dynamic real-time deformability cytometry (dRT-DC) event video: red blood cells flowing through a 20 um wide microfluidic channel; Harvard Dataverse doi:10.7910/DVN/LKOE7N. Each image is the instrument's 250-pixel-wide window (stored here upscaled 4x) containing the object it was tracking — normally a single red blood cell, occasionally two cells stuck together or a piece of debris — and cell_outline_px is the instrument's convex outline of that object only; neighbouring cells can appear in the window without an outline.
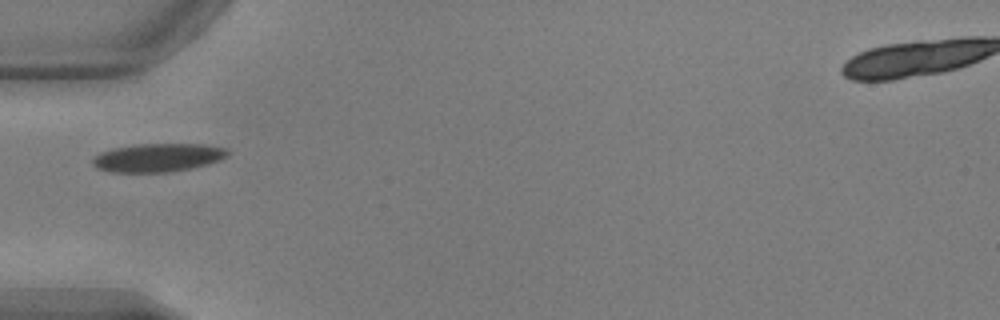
{"species": "common noctule bat (a hibernating species)", "species_latin": "Nyctalus noctula", "temperature_condition": "warm", "stored_images_in_passage": 36, "camera_frame_rate_fps": 3000, "um_per_image_px": 0.085, "animal": {"sex": "male", "body_mass_g": 17.9, "forearm_length_mm": 54.2}, "frame": {"image": 1, "passage_image": 1, "time_ms": 0.0, "image_size_px": [1000, 320], "cell_outline_px": [[228, 156], [220, 160], [208, 164], [192, 168], [168, 172], [108, 172], [96, 168], [92, 164], [92, 156], [100, 152], [112, 148], [136, 144], [204, 144], [224, 148], [228, 152]], "centroid_in_image_um": [13.36, 13.4], "position_along_channel_um": 71.6, "area_um2": 22.54}}
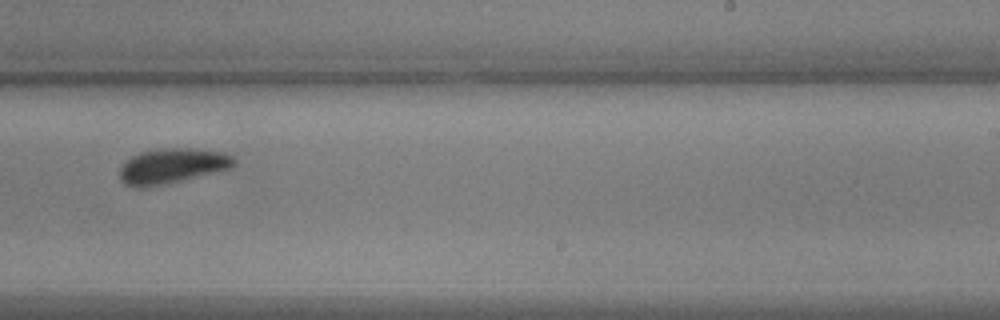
{"frame": {"image": 2, "passage_image": 17, "time_ms": 5.333, "image_size_px": [1000, 320], "cell_outline_px": [[236, 164], [232, 168], [180, 180], [156, 184], [124, 184], [120, 180], [120, 168], [132, 156], [140, 152], [168, 148], [188, 148], [224, 152], [232, 156], [236, 160]], "centroid_in_image_um": [14.71, 14.05], "position_along_channel_um": 274.3, "area_um2": 22.37}}
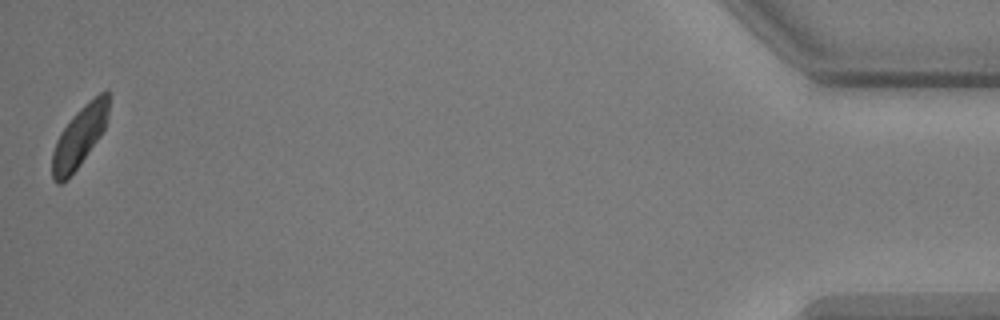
{"frame": {"image": 3, "passage_image": 36, "time_ms": 11.667, "image_size_px": [1000, 320], "cell_outline_px": [[108, 120], [100, 136], [80, 164], [60, 184], [56, 184], [52, 180], [52, 152], [56, 140], [60, 132], [72, 116], [84, 104], [100, 92], [108, 92]], "centroid_in_image_um": [6.73, 11.62], "position_along_channel_um": 428.5, "area_um2": 19.71}, "authors_computed_cell_mechanics": {"area_um2": 21.8484, "velocity_mm_per_s": 3.8044, "shape_relaxation_time_tau1_ms": 3.2089, "shape_relaxation_time_tau2_ms": 4.1249, "deformation_change_tau1": 0.1108, "deformation_change_tau2": 0.0629}}